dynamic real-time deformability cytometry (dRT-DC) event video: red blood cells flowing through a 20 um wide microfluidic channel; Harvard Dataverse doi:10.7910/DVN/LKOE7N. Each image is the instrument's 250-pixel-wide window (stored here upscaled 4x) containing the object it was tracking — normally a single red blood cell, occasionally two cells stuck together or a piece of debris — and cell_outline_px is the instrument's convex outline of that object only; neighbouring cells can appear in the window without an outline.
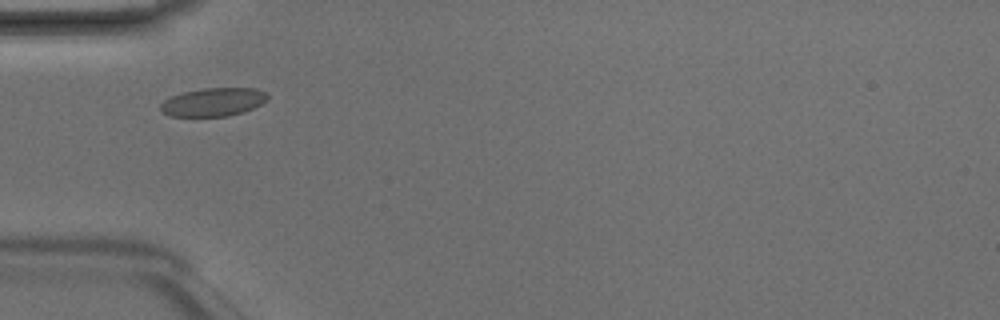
{"species": "Egyptian fruit bat (a non-hibernating species)", "species_latin": "Rousettus aegyptiacus", "temperature_condition": "room temperature", "stored_images_in_passage": 3, "camera_frame_rate_fps": 3000, "um_per_image_px": 0.085, "animal": {"sex": "male"}, "frame": {"image": 1, "passage_image": 3, "time_ms": 0.667, "image_size_px": [1000, 320], "cell_outline_px": [[268, 100], [244, 112], [228, 116], [168, 116], [160, 108], [160, 104], [164, 100], [172, 96], [184, 92], [204, 88], [256, 88], [268, 92]], "centroid_in_image_um": [18.16, 8.67], "position_along_channel_um": 66.8, "area_um2": 17.69}}